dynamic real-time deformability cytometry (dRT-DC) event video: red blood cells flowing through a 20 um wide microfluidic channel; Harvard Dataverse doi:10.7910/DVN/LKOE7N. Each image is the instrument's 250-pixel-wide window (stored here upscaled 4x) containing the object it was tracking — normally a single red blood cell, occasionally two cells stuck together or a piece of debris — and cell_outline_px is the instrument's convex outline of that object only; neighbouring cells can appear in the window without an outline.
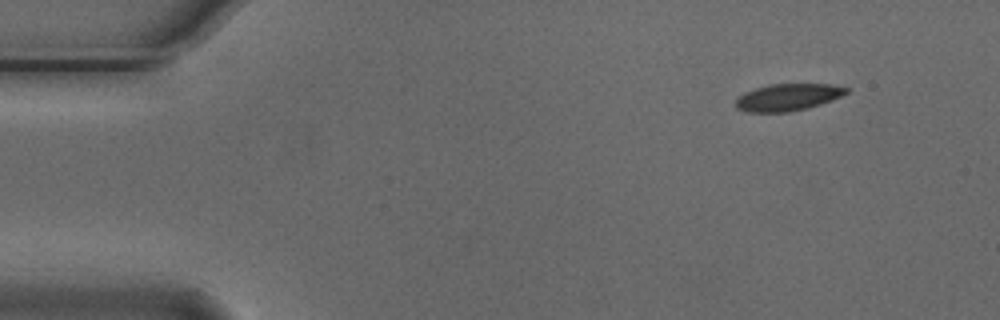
{"species": "Egyptian fruit bat (a non-hibernating species)", "species_latin": "Rousettus aegyptiacus", "temperature_condition": "cold", "stored_images_in_passage": 3, "camera_frame_rate_fps": 3000, "um_per_image_px": 0.085, "animal": {"sex": "male"}, "frame": {"image": 1, "passage_image": 1, "time_ms": 0.0, "image_size_px": [1000, 320], "cell_outline_px": [[848, 92], [832, 100], [808, 108], [788, 112], [748, 112], [736, 108], [736, 96], [744, 92], [768, 84], [832, 84], [848, 88]], "centroid_in_image_um": [66.93, 8.26], "position_along_channel_um": 18.1, "area_um2": 17.46}}
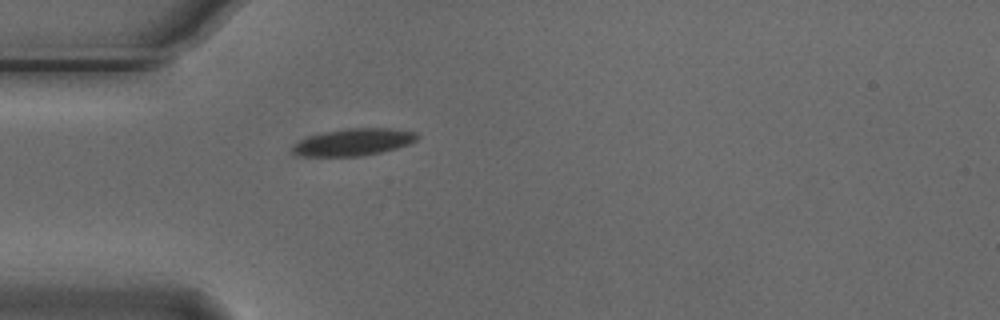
{"frame": {"image": 2, "passage_image": 3, "time_ms": 0.667, "image_size_px": [1000, 320], "cell_outline_px": [[420, 136], [416, 140], [408, 144], [396, 148], [380, 152], [360, 156], [296, 156], [292, 152], [292, 144], [308, 136], [324, 132], [344, 128], [392, 128], [416, 132]], "centroid_in_image_um": [30.02, 12.07], "position_along_channel_um": 55.0, "area_um2": 19.77}}